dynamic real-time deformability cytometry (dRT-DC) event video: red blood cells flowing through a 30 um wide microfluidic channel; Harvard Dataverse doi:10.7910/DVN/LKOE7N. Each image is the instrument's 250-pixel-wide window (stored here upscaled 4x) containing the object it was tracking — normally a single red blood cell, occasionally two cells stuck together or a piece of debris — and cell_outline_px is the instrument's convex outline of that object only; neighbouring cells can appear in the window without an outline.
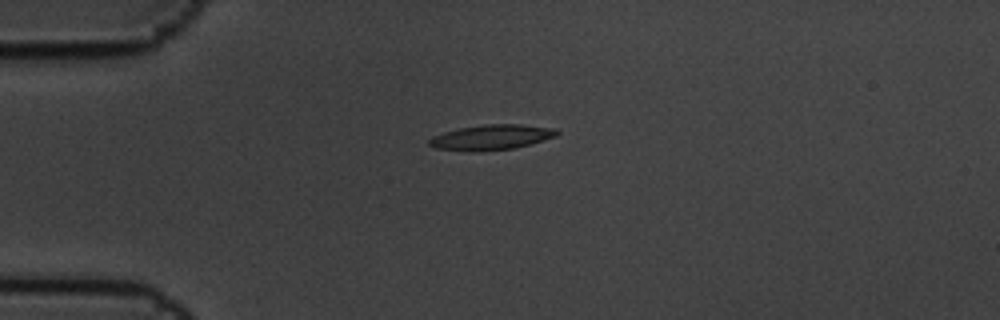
{"species": "common noctule bat (a hibernating species)", "species_latin": "Nyctalus noctula", "temperature_condition": "cold", "stored_images_in_passage": 2, "camera_frame_rate_fps": 3000, "um_per_image_px": 0.085, "animal": {"sex": "male", "body_mass_g": 19.5, "forearm_length_mm": 54.6}, "frame": {"image": 1, "passage_image": 1, "time_ms": 0.0, "image_size_px": [1000, 320], "cell_outline_px": [[560, 132], [556, 136], [544, 140], [516, 148], [468, 152], [436, 148], [428, 144], [428, 140], [432, 136], [444, 132], [460, 128], [488, 124], [520, 124], [556, 128]], "centroid_in_image_um": [41.78, 11.67], "position_along_channel_um": 43.2, "area_um2": 18.79}}
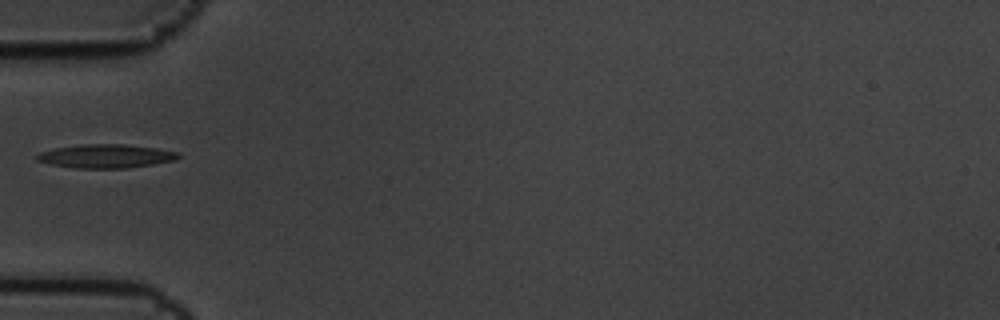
{"frame": {"image": 2, "passage_image": 2, "time_ms": 0.333, "image_size_px": [1000, 320], "cell_outline_px": [[180, 156], [176, 160], [152, 164], [124, 168], [72, 168], [52, 164], [36, 160], [36, 156], [40, 152], [56, 148], [84, 144], [124, 144], [156, 148], [180, 152]], "centroid_in_image_um": [9.02, 13.27], "position_along_channel_um": 76.0, "area_um2": 19.36}}